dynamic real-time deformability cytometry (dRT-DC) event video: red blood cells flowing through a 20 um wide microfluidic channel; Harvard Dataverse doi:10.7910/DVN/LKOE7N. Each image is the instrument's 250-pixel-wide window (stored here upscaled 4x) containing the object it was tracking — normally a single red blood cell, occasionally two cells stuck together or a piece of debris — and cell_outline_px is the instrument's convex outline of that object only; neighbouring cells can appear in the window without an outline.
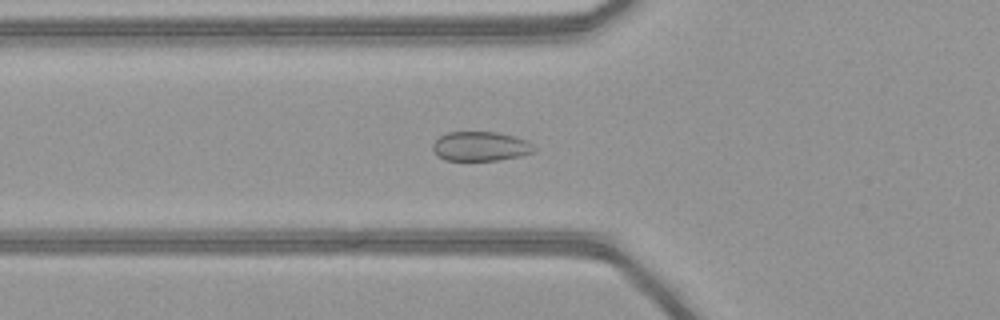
{"species": "common noctule bat (a hibernating species)", "species_latin": "Nyctalus noctula", "temperature_condition": "warm", "stored_images_in_passage": 52, "camera_frame_rate_fps": 3000, "um_per_image_px": 0.085, "animal": {"sex": "female", "body_mass_g": 21.9}, "frame": {"image": 1, "passage_image": 19, "time_ms": 6.0, "image_size_px": [1000, 320], "cell_outline_px": [[536, 148], [532, 152], [520, 156], [496, 160], [444, 160], [436, 156], [432, 148], [432, 144], [440, 136], [448, 132], [496, 132], [512, 136], [524, 140]], "centroid_in_image_um": [40.77, 12.44], "position_along_channel_um": 85.0, "area_um2": 17.17}}
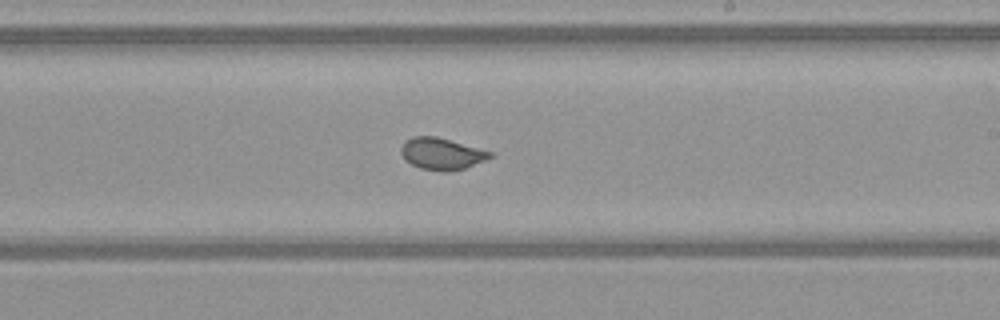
{"frame": {"image": 2, "passage_image": 31, "time_ms": 10.0, "image_size_px": [1000, 320], "cell_outline_px": [[492, 156], [484, 160], [464, 168], [448, 172], [440, 172], [420, 168], [404, 160], [400, 152], [400, 148], [404, 140], [412, 136], [436, 136], [492, 152]], "centroid_in_image_um": [37.46, 13.07], "position_along_channel_um": 251.5, "area_um2": 16.47}}
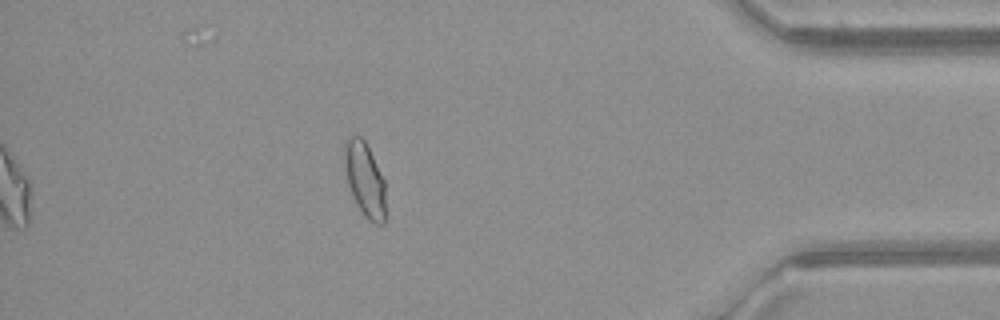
{"frame": {"image": 3, "passage_image": 45, "time_ms": 14.667, "image_size_px": [1000, 320], "cell_outline_px": [[388, 216], [384, 224], [376, 224], [368, 220], [364, 216], [356, 204], [352, 196], [348, 184], [344, 168], [344, 144], [352, 136], [360, 136], [364, 140], [384, 180]], "centroid_in_image_um": [31.04, 15.36], "position_along_channel_um": 404.2, "area_um2": 18.15}}